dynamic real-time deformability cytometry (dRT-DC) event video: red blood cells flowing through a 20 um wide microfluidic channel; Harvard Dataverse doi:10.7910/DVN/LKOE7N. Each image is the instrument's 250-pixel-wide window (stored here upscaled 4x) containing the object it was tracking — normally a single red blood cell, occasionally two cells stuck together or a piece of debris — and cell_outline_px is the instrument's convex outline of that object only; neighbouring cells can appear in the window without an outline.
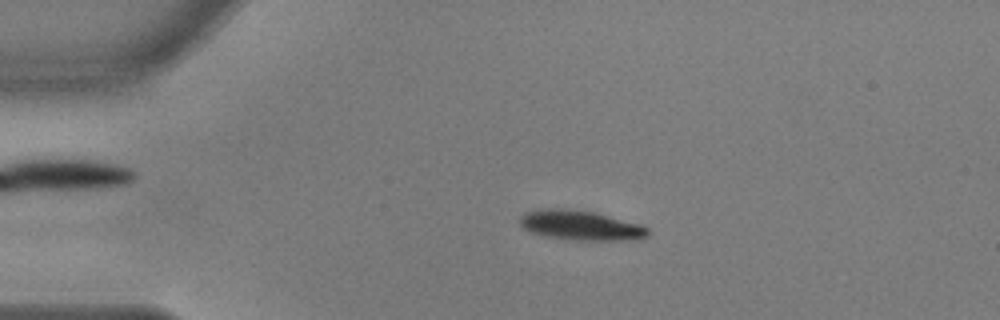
{"species": "common noctule bat (a hibernating species)", "species_latin": "Nyctalus noctula", "temperature_condition": "warm", "stored_images_in_passage": 54, "camera_frame_rate_fps": 3000, "um_per_image_px": 0.085, "animal": {"sex": "male", "body_mass_g": 17.9, "forearm_length_mm": 54.2}, "frame": {"image": 1, "passage_image": 11, "time_ms": 3.333, "image_size_px": [1000, 320], "cell_outline_px": [[652, 232], [648, 236], [640, 240], [576, 240], [548, 236], [532, 232], [524, 228], [520, 224], [520, 216], [524, 212], [540, 208], [564, 208], [592, 212], [640, 224], [648, 228]], "centroid_in_image_um": [49.39, 19.15], "position_along_channel_um": 35.6, "area_um2": 22.2}}
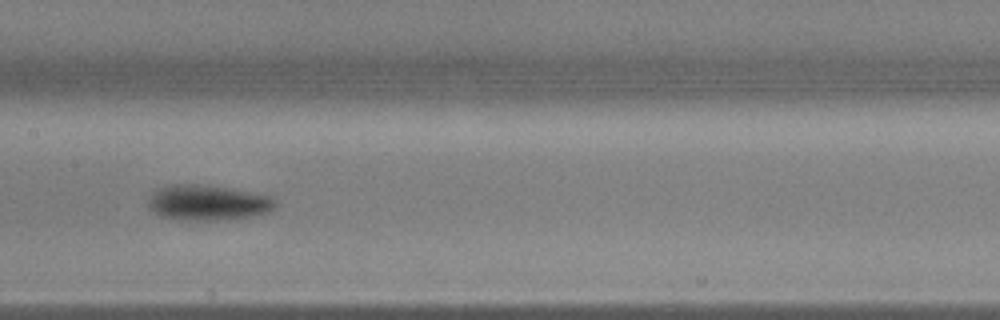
{"frame": {"image": 2, "passage_image": 27, "time_ms": 8.667, "image_size_px": [1000, 320], "cell_outline_px": [[276, 208], [268, 212], [252, 216], [228, 220], [172, 220], [148, 208], [148, 200], [152, 192], [156, 188], [164, 184], [200, 184], [228, 188], [268, 196], [276, 200]], "centroid_in_image_um": [17.62, 17.23], "position_along_channel_um": 189.8, "area_um2": 26.47}}
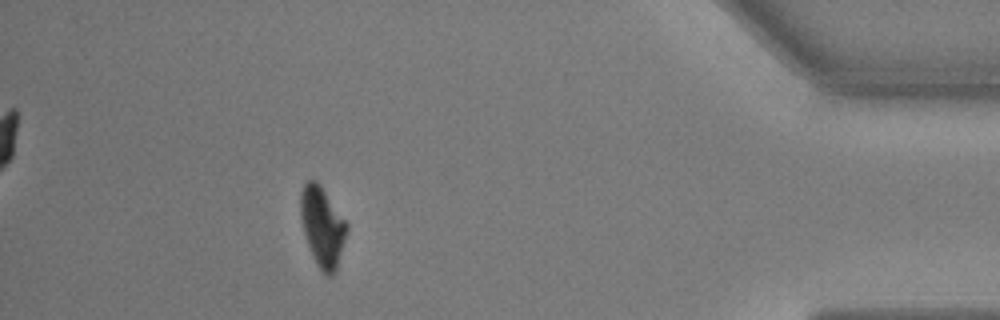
{"frame": {"image": 3, "passage_image": 49, "time_ms": 16.0, "image_size_px": [1000, 320], "cell_outline_px": [[348, 228], [336, 272], [332, 276], [328, 276], [316, 264], [312, 256], [300, 220], [300, 192], [304, 184], [308, 180], [316, 180], [320, 184], [348, 224]], "centroid_in_image_um": [27.39, 19.26], "position_along_channel_um": 407.8, "area_um2": 21.5}, "authors_computed_cell_mechanics": {"area_um2": 22.9466, "velocity_mm_per_s": 3.6405, "shape_relaxation_time_tau1_ms": 2.384, "shape_relaxation_time_tau2_ms": 3.1461, "deformation_change_tau1": 0.1335, "deformation_change_tau2": 0.0668}}